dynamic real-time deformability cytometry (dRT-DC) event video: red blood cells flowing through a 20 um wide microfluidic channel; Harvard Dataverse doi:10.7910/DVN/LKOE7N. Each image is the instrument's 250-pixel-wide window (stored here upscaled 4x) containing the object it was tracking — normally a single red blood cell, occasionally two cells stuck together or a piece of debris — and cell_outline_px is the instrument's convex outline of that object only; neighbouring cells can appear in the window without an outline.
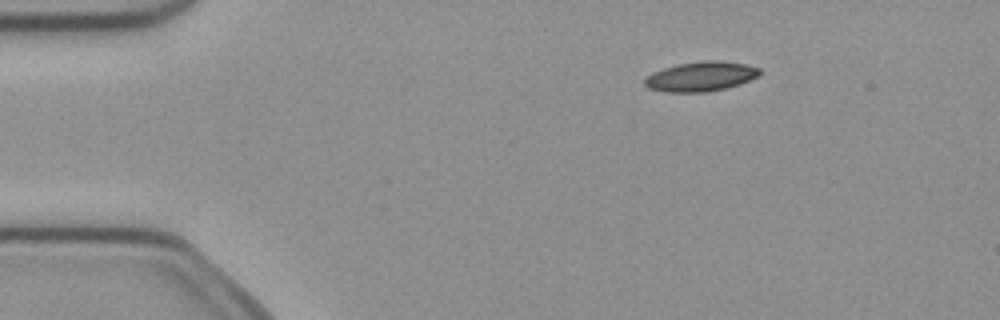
{"species": "common noctule bat (a hibernating species)", "species_latin": "Nyctalus noctula", "temperature_condition": "cold", "stored_images_in_passage": 4, "camera_frame_rate_fps": 3000, "um_per_image_px": 0.085, "animal": {"sex": "female", "body_mass_g": 21.9}, "frame": {"image": 1, "passage_image": 2, "time_ms": 0.333, "image_size_px": [1000, 320], "cell_outline_px": [[760, 72], [756, 76], [748, 80], [724, 88], [708, 92], [664, 92], [648, 88], [644, 84], [644, 80], [652, 72], [664, 68], [680, 64], [704, 60], [716, 60], [744, 64], [760, 68]], "centroid_in_image_um": [59.51, 6.5], "position_along_channel_um": 25.5, "area_um2": 19.54}}